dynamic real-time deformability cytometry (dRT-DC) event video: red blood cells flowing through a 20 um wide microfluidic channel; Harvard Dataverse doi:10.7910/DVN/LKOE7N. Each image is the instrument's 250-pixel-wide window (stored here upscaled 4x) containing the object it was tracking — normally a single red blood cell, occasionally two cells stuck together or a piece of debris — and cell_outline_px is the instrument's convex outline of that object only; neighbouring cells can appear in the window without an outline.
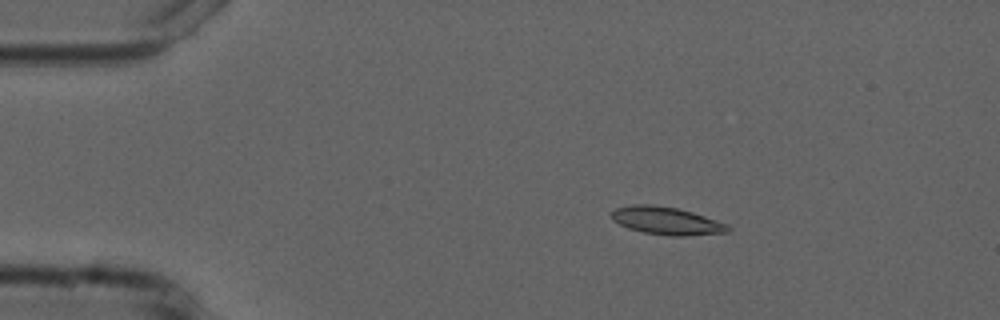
{"species": "common noctule bat (a hibernating species)", "species_latin": "Nyctalus noctula", "temperature_condition": "cold", "stored_images_in_passage": 6, "camera_frame_rate_fps": 3000, "um_per_image_px": 0.085, "animal": {"sex": "male", "forearm_length_mm": 52.5}, "frame": {"image": 1, "passage_image": 2, "time_ms": 2.0, "image_size_px": [1000, 320], "cell_outline_px": [[732, 228], [728, 232], [684, 236], [668, 236], [644, 232], [628, 228], [612, 220], [612, 212], [616, 208], [632, 204], [652, 204], [676, 208], [692, 212], [728, 224]], "centroid_in_image_um": [56.66, 18.77], "position_along_channel_um": 28.3, "area_um2": 18.79}}
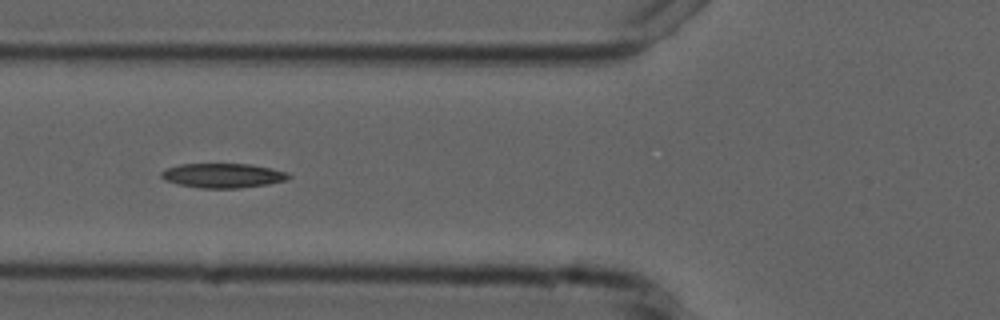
{"frame": {"image": 2, "passage_image": 5, "time_ms": 5.667, "image_size_px": [1000, 320], "cell_outline_px": [[292, 176], [288, 180], [268, 184], [240, 188], [200, 188], [176, 184], [164, 180], [160, 176], [160, 172], [168, 168], [180, 164], [252, 164], [272, 168], [288, 172]], "centroid_in_image_um": [18.97, 14.92], "position_along_channel_um": 106.8, "area_um2": 18.38}}
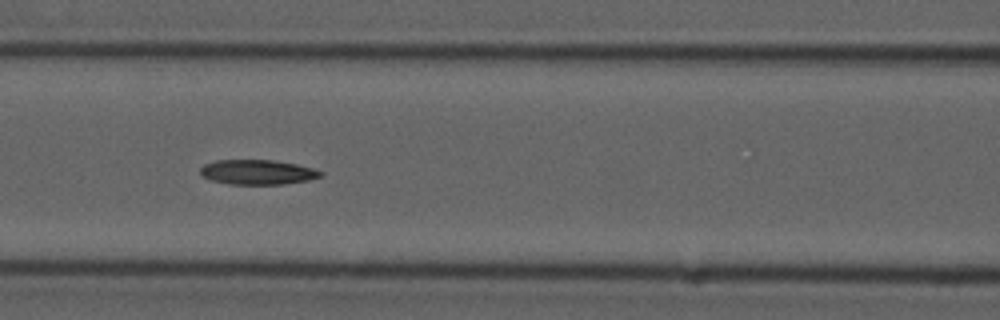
{"frame": {"image": 3, "passage_image": 6, "time_ms": 6.667, "image_size_px": [1000, 320], "cell_outline_px": [[324, 176], [308, 180], [280, 184], [228, 184], [212, 180], [204, 176], [200, 172], [200, 168], [204, 164], [216, 160], [272, 160], [296, 164], [312, 168], [324, 172]], "centroid_in_image_um": [21.91, 14.63], "position_along_channel_um": 144.7, "area_um2": 17.28}}